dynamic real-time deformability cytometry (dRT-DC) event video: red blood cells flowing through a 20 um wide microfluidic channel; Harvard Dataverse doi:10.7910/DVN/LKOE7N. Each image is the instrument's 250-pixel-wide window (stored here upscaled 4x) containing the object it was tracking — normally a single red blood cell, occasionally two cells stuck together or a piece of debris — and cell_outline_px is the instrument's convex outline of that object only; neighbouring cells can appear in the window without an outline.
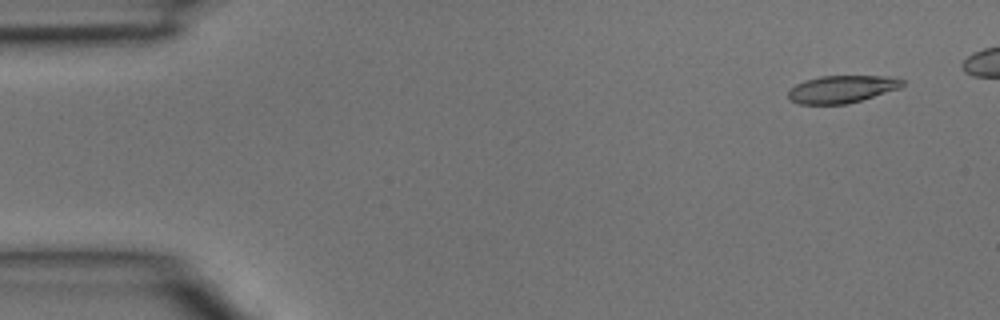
{"species": "common noctule bat (a hibernating species)", "species_latin": "Nyctalus noctula", "temperature_condition": "room temperature", "stored_images_in_passage": 4, "camera_frame_rate_fps": 3000, "um_per_image_px": 0.085, "animal": {"sex": "male", "body_mass_g": 15.6}, "frame": {"image": 1, "passage_image": 1, "time_ms": 0.0, "image_size_px": [1000, 320], "cell_outline_px": [[904, 84], [900, 88], [848, 104], [800, 104], [792, 100], [788, 96], [788, 92], [796, 84], [820, 76], [896, 76], [904, 80]], "centroid_in_image_um": [71.61, 7.57], "position_along_channel_um": 13.4, "area_um2": 18.15}}